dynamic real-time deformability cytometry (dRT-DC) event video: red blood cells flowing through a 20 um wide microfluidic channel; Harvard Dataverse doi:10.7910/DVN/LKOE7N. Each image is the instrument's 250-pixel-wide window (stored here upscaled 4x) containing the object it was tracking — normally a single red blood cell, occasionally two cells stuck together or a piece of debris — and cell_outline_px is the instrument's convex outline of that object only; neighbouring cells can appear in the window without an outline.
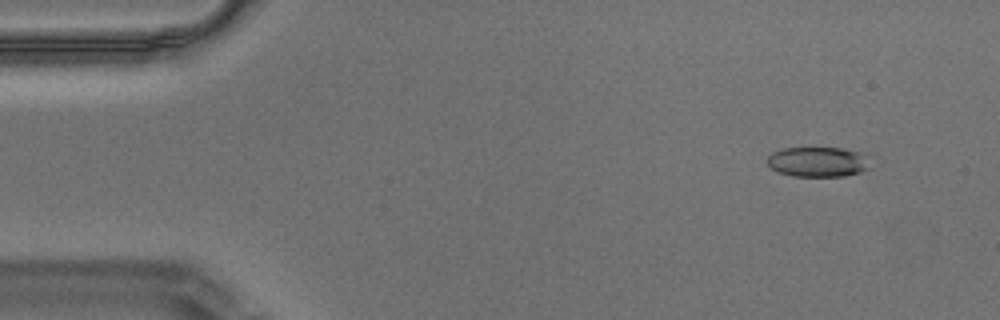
{"species": "Egyptian fruit bat (a non-hibernating species)", "species_latin": "Rousettus aegyptiacus", "temperature_condition": "warm", "stored_images_in_passage": 3, "camera_frame_rate_fps": 3000, "um_per_image_px": 0.085, "animal": {"sex": "male"}, "frame": {"image": 1, "passage_image": 2, "time_ms": 0.333, "image_size_px": [1000, 320], "cell_outline_px": [[868, 168], [860, 172], [844, 176], [792, 176], [776, 172], [768, 168], [768, 156], [772, 152], [784, 148], [840, 148], [856, 152], [860, 156]], "centroid_in_image_um": [69.35, 13.77], "position_along_channel_um": 15.6, "area_um2": 17.51}}